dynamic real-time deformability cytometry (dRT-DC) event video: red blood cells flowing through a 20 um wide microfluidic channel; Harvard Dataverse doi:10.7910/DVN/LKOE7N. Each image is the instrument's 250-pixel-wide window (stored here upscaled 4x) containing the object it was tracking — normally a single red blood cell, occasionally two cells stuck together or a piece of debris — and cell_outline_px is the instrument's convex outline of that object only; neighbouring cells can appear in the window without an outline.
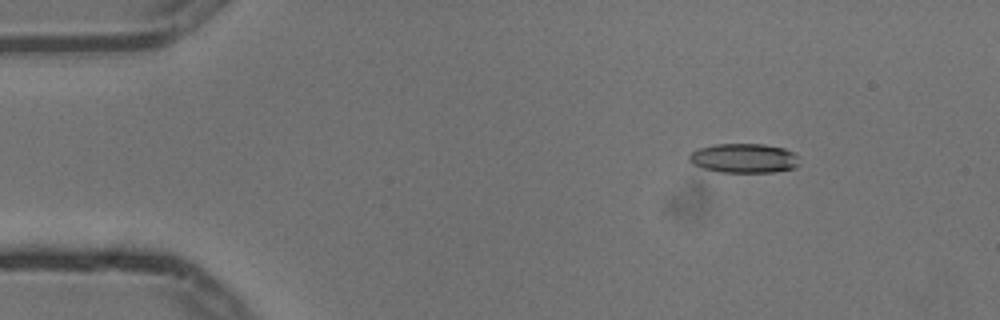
{"species": "common noctule bat (a hibernating species)", "species_latin": "Nyctalus noctula", "temperature_condition": "cold", "stored_images_in_passage": 7, "camera_frame_rate_fps": 3000, "um_per_image_px": 0.085, "animal": {"sex": "male", "body_mass_g": 13.3}, "frame": {"image": 1, "passage_image": 2, "time_ms": 0.333, "image_size_px": [1000, 320], "cell_outline_px": [[800, 164], [796, 168], [772, 172], [720, 172], [704, 168], [692, 164], [688, 160], [688, 156], [692, 152], [700, 148], [716, 144], [764, 144], [784, 148], [792, 152], [796, 156]], "centroid_in_image_um": [63.24, 13.45], "position_along_channel_um": 21.8, "area_um2": 18.84}}
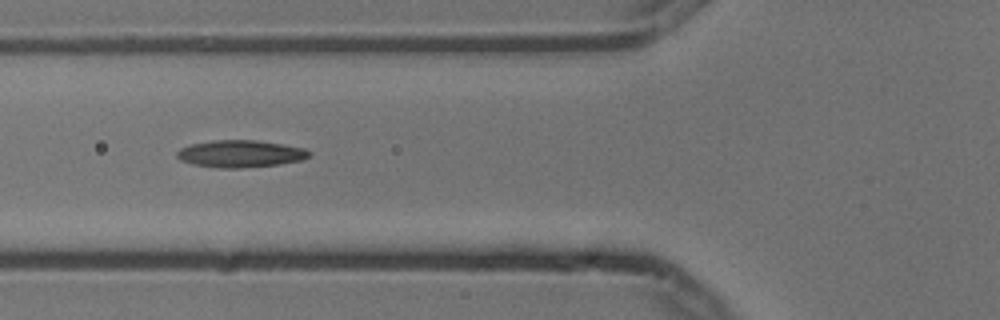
{"frame": {"image": 2, "passage_image": 5, "time_ms": 1.333, "image_size_px": [1000, 320], "cell_outline_px": [[308, 156], [300, 160], [276, 164], [240, 168], [216, 168], [192, 164], [180, 160], [176, 156], [176, 152], [180, 148], [188, 144], [212, 140], [256, 140], [284, 144], [304, 148], [308, 152]], "centroid_in_image_um": [20.34, 13.06], "position_along_channel_um": 105.5, "area_um2": 20.87}}
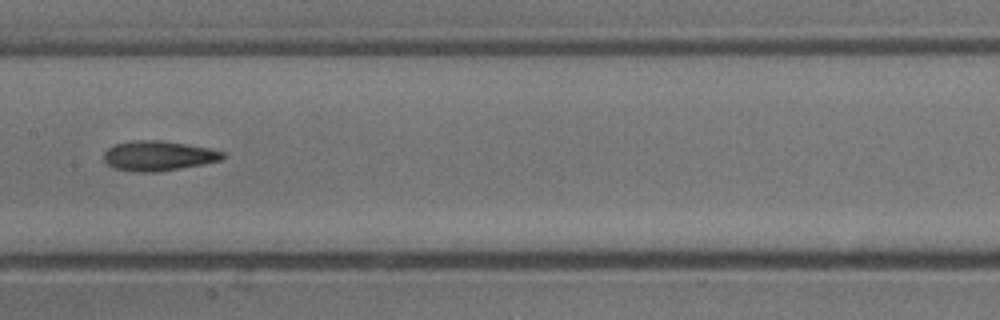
{"frame": {"image": 3, "passage_image": 7, "time_ms": 2.0, "image_size_px": [1000, 320], "cell_outline_px": [[224, 156], [220, 160], [204, 164], [156, 172], [136, 172], [116, 168], [108, 164], [104, 160], [104, 152], [108, 148], [116, 144], [132, 140], [160, 140], [212, 148], [224, 152]], "centroid_in_image_um": [13.47, 13.23], "position_along_channel_um": 193.9, "area_um2": 20.63}}